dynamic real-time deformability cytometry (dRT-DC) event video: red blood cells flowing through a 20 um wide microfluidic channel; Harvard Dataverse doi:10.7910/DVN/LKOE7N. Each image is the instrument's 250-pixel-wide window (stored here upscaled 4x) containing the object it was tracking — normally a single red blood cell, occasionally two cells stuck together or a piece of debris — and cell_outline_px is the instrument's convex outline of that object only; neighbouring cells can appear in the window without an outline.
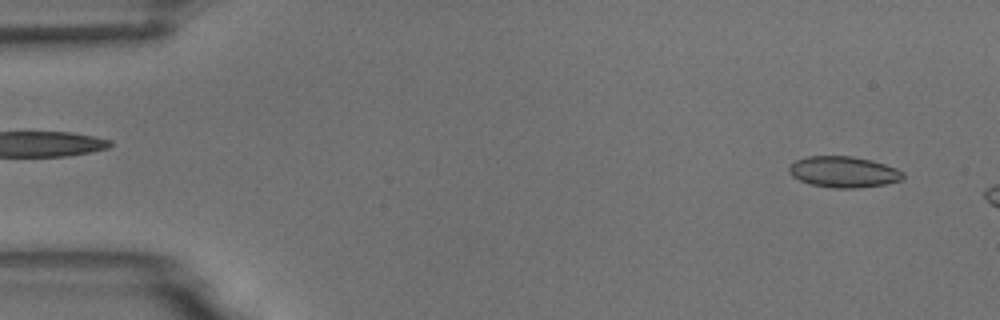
{"species": "common noctule bat (a hibernating species)", "species_latin": "Nyctalus noctula", "temperature_condition": "room temperature", "stored_images_in_passage": 5, "camera_frame_rate_fps": 3000, "um_per_image_px": 0.085, "animal": {"sex": "male", "body_mass_g": 18.8}, "frame": {"image": 1, "passage_image": 5, "time_ms": 5.333, "image_size_px": [1000, 320], "cell_outline_px": [[904, 176], [900, 180], [884, 184], [860, 188], [832, 188], [812, 184], [800, 180], [792, 176], [788, 172], [788, 168], [796, 160], [808, 156], [852, 156], [872, 160], [896, 168], [904, 172]], "centroid_in_image_um": [71.7, 14.61], "position_along_channel_um": 13.3, "area_um2": 20.58}}